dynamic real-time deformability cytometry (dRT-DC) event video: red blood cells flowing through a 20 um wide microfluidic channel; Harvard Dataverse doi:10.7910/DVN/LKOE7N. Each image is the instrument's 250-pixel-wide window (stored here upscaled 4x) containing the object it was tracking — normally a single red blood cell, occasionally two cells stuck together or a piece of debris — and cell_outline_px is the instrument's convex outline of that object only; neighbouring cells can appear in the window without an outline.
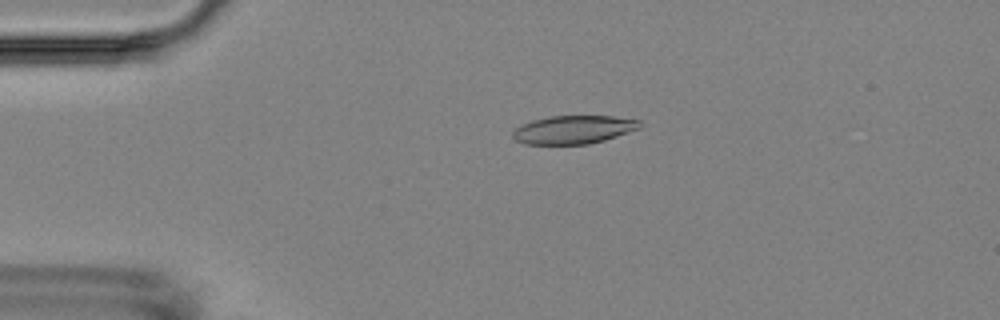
{"species": "Egyptian fruit bat (a non-hibernating species)", "species_latin": "Rousettus aegyptiacus", "temperature_condition": "room temperature", "stored_images_in_passage": 14, "camera_frame_rate_fps": 3000, "um_per_image_px": 0.085, "animal": {"sex": "female"}, "frame": {"image": 1, "passage_image": 2, "time_ms": 1.333, "image_size_px": [1000, 320], "cell_outline_px": [[640, 128], [604, 140], [588, 144], [524, 144], [516, 140], [512, 136], [512, 132], [516, 128], [532, 120], [548, 116], [612, 116], [640, 120]], "centroid_in_image_um": [48.73, 11.02], "position_along_channel_um": 36.3, "area_um2": 20.81}}
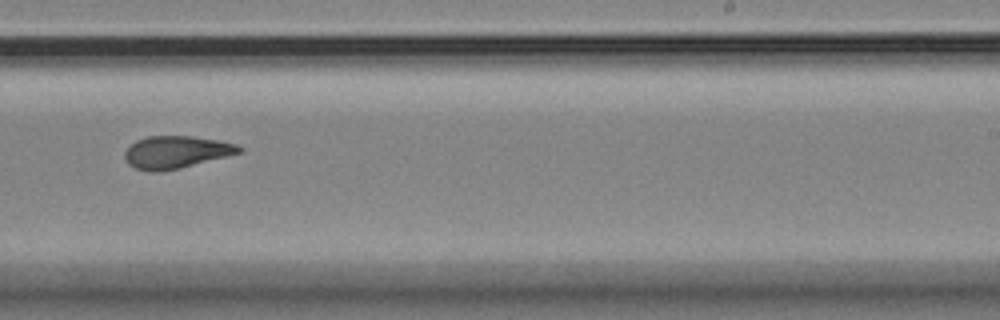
{"frame": {"image": 2, "passage_image": 8, "time_ms": 9.0, "image_size_px": [1000, 320], "cell_outline_px": [[244, 148], [240, 152], [180, 168], [160, 172], [148, 172], [136, 168], [128, 164], [124, 160], [124, 152], [136, 140], [148, 136], [192, 136], [220, 140], [236, 144]], "centroid_in_image_um": [14.93, 12.93], "position_along_channel_um": 274.1, "area_um2": 21.56}}
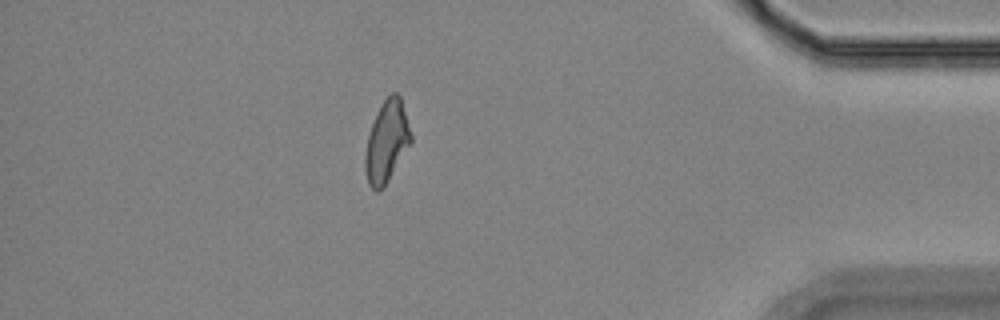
{"frame": {"image": 3, "passage_image": 12, "time_ms": 13.667, "image_size_px": [1000, 320], "cell_outline_px": [[412, 140], [384, 188], [376, 192], [368, 184], [364, 168], [364, 156], [368, 136], [376, 112], [380, 104], [392, 92], [396, 92], [400, 96], [412, 136]], "centroid_in_image_um": [32.85, 12.05], "position_along_channel_um": 402.4, "area_um2": 21.68}, "authors_computed_cell_mechanics": {"area_um2": 21.5883, "velocity_mm_per_s": 3.5759, "shape_relaxation_time_tau1_ms": null, "shape_relaxation_time_tau2_ms": 1.7836, "deformation_change_tau1": null, "deformation_change_tau2": 0.0722}}